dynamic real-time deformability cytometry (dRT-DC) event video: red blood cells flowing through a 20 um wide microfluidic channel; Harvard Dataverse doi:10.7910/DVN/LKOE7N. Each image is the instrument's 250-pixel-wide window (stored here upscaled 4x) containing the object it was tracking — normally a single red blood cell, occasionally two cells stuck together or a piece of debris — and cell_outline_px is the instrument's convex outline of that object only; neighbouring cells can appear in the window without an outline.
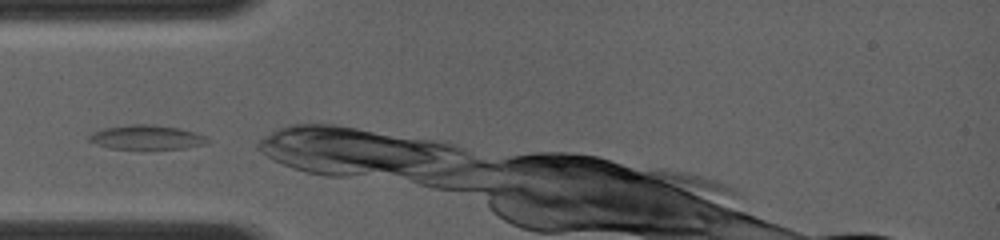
{"species": "common noctule bat (a hibernating species)", "species_latin": "Nyctalus noctula", "temperature_condition": "room temperature", "stored_images_in_passage": 4, "camera_frame_rate_fps": 4000, "um_per_image_px": 0.085, "animal": {"sex": "female", "body_mass_g": 19.0, "forearm_length_mm": 56.7}, "frame": {"image": 1, "passage_image": 1, "time_ms": 0.0, "image_size_px": [1000, 240], "cell_outline_px": [[212, 140], [208, 144], [184, 148], [112, 148], [96, 144], [88, 140], [88, 136], [92, 132], [100, 128], [132, 124], [152, 124], [180, 128], [196, 132], [208, 136]], "centroid_in_image_um": [12.51, 11.65], "position_along_channel_um": 72.5, "area_um2": 16.94}}